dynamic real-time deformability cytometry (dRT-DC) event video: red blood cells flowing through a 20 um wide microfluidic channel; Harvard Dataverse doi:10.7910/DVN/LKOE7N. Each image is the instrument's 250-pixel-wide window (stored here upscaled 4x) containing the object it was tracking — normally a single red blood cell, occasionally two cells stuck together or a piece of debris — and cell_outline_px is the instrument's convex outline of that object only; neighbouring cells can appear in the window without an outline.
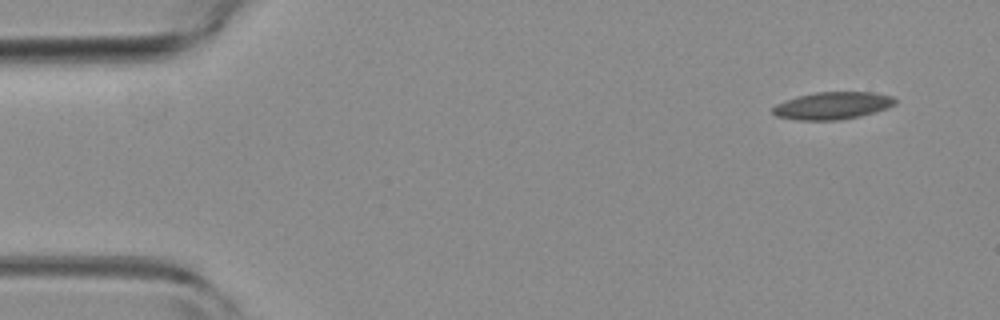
{"species": "common noctule bat (a hibernating species)", "species_latin": "Nyctalus noctula", "temperature_condition": "room temperature", "stored_images_in_passage": 6, "camera_frame_rate_fps": 3000, "um_per_image_px": 0.085, "animal": {"sex": "female", "body_mass_g": 19.3, "forearm_length_mm": 54.1}, "frame": {"image": 1, "passage_image": 1, "time_ms": 0.0, "image_size_px": [1000, 320], "cell_outline_px": [[896, 104], [888, 108], [876, 112], [860, 116], [836, 120], [800, 120], [776, 116], [772, 112], [772, 108], [776, 104], [784, 100], [796, 96], [816, 92], [872, 92], [892, 96], [896, 100]], "centroid_in_image_um": [70.76, 8.97], "position_along_channel_um": 14.2, "area_um2": 19.59}}
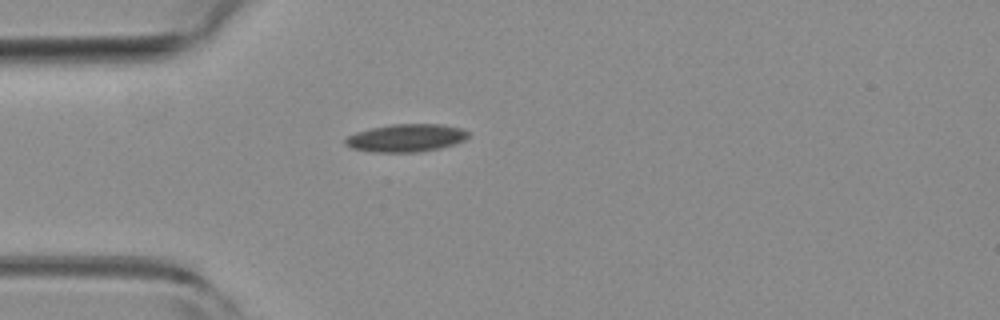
{"frame": {"image": 2, "passage_image": 4, "time_ms": 1.0, "image_size_px": [1000, 320], "cell_outline_px": [[468, 136], [464, 140], [456, 144], [440, 148], [420, 152], [372, 152], [352, 148], [344, 144], [344, 140], [348, 136], [356, 132], [372, 128], [392, 124], [440, 124], [460, 128], [468, 132]], "centroid_in_image_um": [34.51, 11.73], "position_along_channel_um": 50.5, "area_um2": 19.88}}
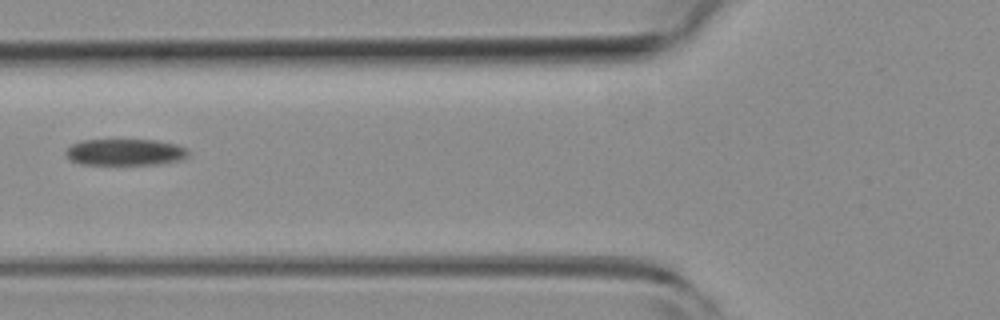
{"frame": {"image": 3, "passage_image": 6, "time_ms": 1.667, "image_size_px": [1000, 320], "cell_outline_px": [[188, 156], [180, 160], [160, 164], [80, 164], [72, 160], [64, 152], [72, 144], [80, 140], [156, 140], [176, 144], [184, 148], [188, 152]], "centroid_in_image_um": [10.63, 12.93], "position_along_channel_um": 115.2, "area_um2": 18.79}}